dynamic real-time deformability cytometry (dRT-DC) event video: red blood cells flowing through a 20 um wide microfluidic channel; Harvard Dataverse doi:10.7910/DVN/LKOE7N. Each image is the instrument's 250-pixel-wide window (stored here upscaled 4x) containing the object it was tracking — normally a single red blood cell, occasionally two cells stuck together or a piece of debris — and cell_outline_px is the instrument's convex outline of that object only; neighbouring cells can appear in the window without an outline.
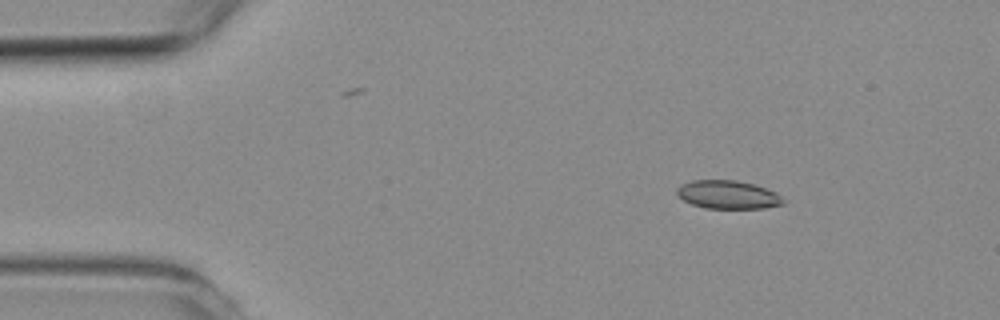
{"species": "common noctule bat (a hibernating species)", "species_latin": "Nyctalus noctula", "temperature_condition": "room temperature", "stored_images_in_passage": 4, "camera_frame_rate_fps": 3000, "um_per_image_px": 0.085, "animal": {"sex": "female", "body_mass_g": 19.3, "forearm_length_mm": 54.1}, "frame": {"image": 1, "passage_image": 2, "time_ms": 1.0, "image_size_px": [1000, 320], "cell_outline_px": [[784, 204], [764, 208], [704, 208], [692, 204], [684, 200], [676, 192], [676, 188], [680, 184], [692, 180], [736, 180], [752, 184], [776, 192], [784, 200]], "centroid_in_image_um": [61.85, 16.54], "position_along_channel_um": 23.2, "area_um2": 17.46}}